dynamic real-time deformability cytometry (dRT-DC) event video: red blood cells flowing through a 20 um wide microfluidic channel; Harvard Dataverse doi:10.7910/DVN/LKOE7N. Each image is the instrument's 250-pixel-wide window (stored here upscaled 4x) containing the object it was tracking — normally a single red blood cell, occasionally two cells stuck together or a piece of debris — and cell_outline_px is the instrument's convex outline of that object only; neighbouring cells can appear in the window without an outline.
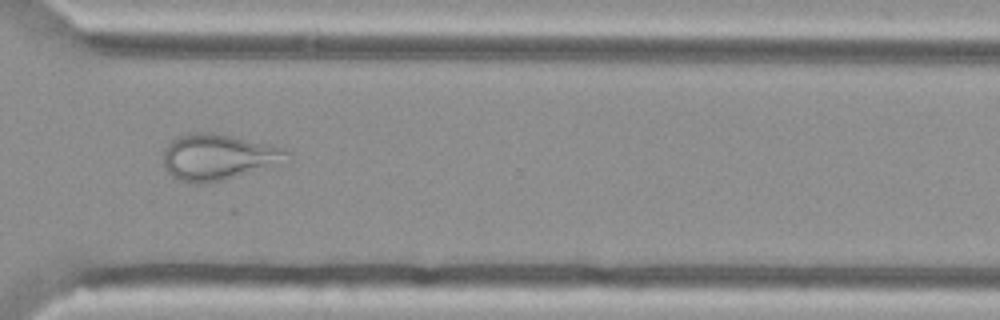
{"species": "Egyptian fruit bat (a non-hibernating species)", "species_latin": "Rousettus aegyptiacus", "temperature_condition": "cold", "stored_images_in_passage": 39, "camera_frame_rate_fps": 3000, "um_per_image_px": 0.085, "animal": {"sex": "female"}, "frame": {"image": 1, "passage_image": 25, "time_ms": 8.0, "image_size_px": [1000, 320], "cell_outline_px": [[292, 160], [288, 164], [200, 184], [196, 184], [180, 180], [172, 176], [168, 172], [164, 164], [164, 148], [172, 140], [180, 136], [192, 132], [212, 132], [284, 148], [292, 152]], "centroid_in_image_um": [18.64, 13.35], "position_along_channel_um": 352.0, "area_um2": 33.35}}
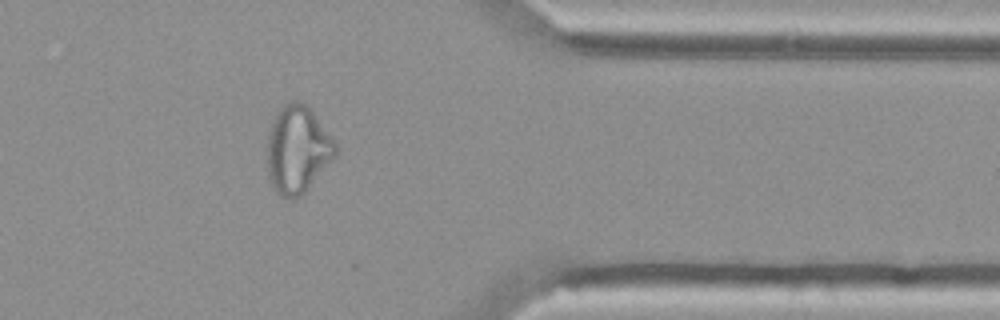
{"frame": {"image": 2, "passage_image": 29, "time_ms": 9.333, "image_size_px": [1000, 320], "cell_outline_px": [[336, 156], [304, 192], [300, 196], [292, 200], [280, 196], [276, 192], [268, 176], [268, 132], [272, 120], [276, 112], [284, 104], [292, 100], [300, 100], [312, 112], [336, 140]], "centroid_in_image_um": [25.29, 12.7], "position_along_channel_um": 386.1, "area_um2": 34.74}}
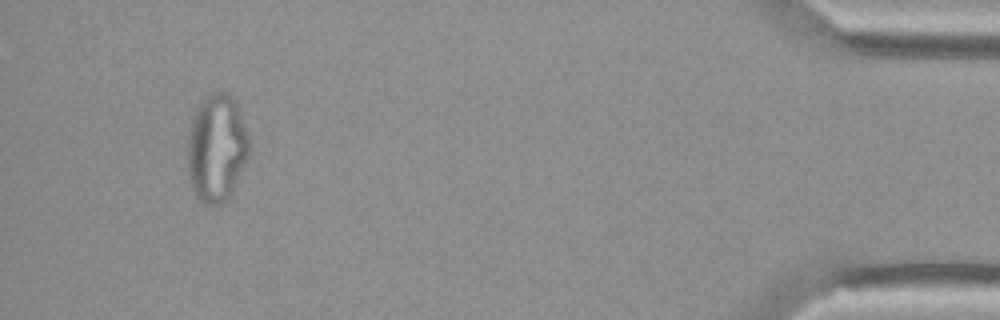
{"frame": {"image": 3, "passage_image": 36, "time_ms": 11.667, "image_size_px": [1000, 320], "cell_outline_px": [[248, 156], [228, 196], [220, 204], [204, 204], [196, 196], [192, 188], [188, 176], [188, 136], [192, 120], [196, 108], [204, 96], [208, 92], [228, 92], [232, 96], [236, 104], [248, 132]], "centroid_in_image_um": [18.38, 12.53], "position_along_channel_um": 416.8, "area_um2": 38.21}}